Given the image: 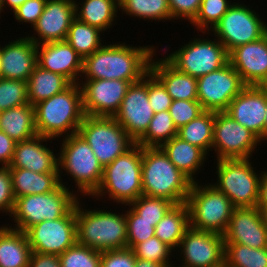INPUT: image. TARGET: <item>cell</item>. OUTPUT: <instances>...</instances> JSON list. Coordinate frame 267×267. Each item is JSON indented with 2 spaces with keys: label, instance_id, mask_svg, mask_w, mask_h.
I'll return each mask as SVG.
<instances>
[{
  "label": "cell",
  "instance_id": "1",
  "mask_svg": "<svg viewBox=\"0 0 267 267\" xmlns=\"http://www.w3.org/2000/svg\"><path fill=\"white\" fill-rule=\"evenodd\" d=\"M156 49L152 45L130 46L129 44H104L90 56L83 59L80 78L124 80L131 84L140 81L148 72L152 55Z\"/></svg>",
  "mask_w": 267,
  "mask_h": 267
},
{
  "label": "cell",
  "instance_id": "2",
  "mask_svg": "<svg viewBox=\"0 0 267 267\" xmlns=\"http://www.w3.org/2000/svg\"><path fill=\"white\" fill-rule=\"evenodd\" d=\"M37 134L55 140L78 133L86 116L79 83L34 105Z\"/></svg>",
  "mask_w": 267,
  "mask_h": 267
},
{
  "label": "cell",
  "instance_id": "3",
  "mask_svg": "<svg viewBox=\"0 0 267 267\" xmlns=\"http://www.w3.org/2000/svg\"><path fill=\"white\" fill-rule=\"evenodd\" d=\"M192 183L161 147H142L143 195L182 204L186 203Z\"/></svg>",
  "mask_w": 267,
  "mask_h": 267
},
{
  "label": "cell",
  "instance_id": "4",
  "mask_svg": "<svg viewBox=\"0 0 267 267\" xmlns=\"http://www.w3.org/2000/svg\"><path fill=\"white\" fill-rule=\"evenodd\" d=\"M75 204L77 243L104 252L127 248L126 214L111 209L87 210Z\"/></svg>",
  "mask_w": 267,
  "mask_h": 267
},
{
  "label": "cell",
  "instance_id": "5",
  "mask_svg": "<svg viewBox=\"0 0 267 267\" xmlns=\"http://www.w3.org/2000/svg\"><path fill=\"white\" fill-rule=\"evenodd\" d=\"M105 195L122 206L128 205L143 195L142 146L140 144L135 143L104 167L99 188L90 197L101 199Z\"/></svg>",
  "mask_w": 267,
  "mask_h": 267
},
{
  "label": "cell",
  "instance_id": "6",
  "mask_svg": "<svg viewBox=\"0 0 267 267\" xmlns=\"http://www.w3.org/2000/svg\"><path fill=\"white\" fill-rule=\"evenodd\" d=\"M62 141L60 152H58V170L61 184L63 185L62 173L66 171L67 174L65 175H70L76 183L77 191L75 192L82 196H91L99 188L104 167L79 133L63 137Z\"/></svg>",
  "mask_w": 267,
  "mask_h": 267
},
{
  "label": "cell",
  "instance_id": "7",
  "mask_svg": "<svg viewBox=\"0 0 267 267\" xmlns=\"http://www.w3.org/2000/svg\"><path fill=\"white\" fill-rule=\"evenodd\" d=\"M74 191L73 189L70 191L64 182L52 192L16 198L11 214L13 223L16 224L14 226L9 224L10 228L26 232L31 226L44 220L64 217L79 199V195Z\"/></svg>",
  "mask_w": 267,
  "mask_h": 267
},
{
  "label": "cell",
  "instance_id": "8",
  "mask_svg": "<svg viewBox=\"0 0 267 267\" xmlns=\"http://www.w3.org/2000/svg\"><path fill=\"white\" fill-rule=\"evenodd\" d=\"M198 183H192L186 199L190 227L223 235L235 207L231 200L212 184Z\"/></svg>",
  "mask_w": 267,
  "mask_h": 267
},
{
  "label": "cell",
  "instance_id": "9",
  "mask_svg": "<svg viewBox=\"0 0 267 267\" xmlns=\"http://www.w3.org/2000/svg\"><path fill=\"white\" fill-rule=\"evenodd\" d=\"M216 165L217 181L211 184L225 194L235 208L256 207L261 173H256L250 159L217 160Z\"/></svg>",
  "mask_w": 267,
  "mask_h": 267
},
{
  "label": "cell",
  "instance_id": "10",
  "mask_svg": "<svg viewBox=\"0 0 267 267\" xmlns=\"http://www.w3.org/2000/svg\"><path fill=\"white\" fill-rule=\"evenodd\" d=\"M78 133L86 140L103 167L135 144L114 117L86 115Z\"/></svg>",
  "mask_w": 267,
  "mask_h": 267
},
{
  "label": "cell",
  "instance_id": "11",
  "mask_svg": "<svg viewBox=\"0 0 267 267\" xmlns=\"http://www.w3.org/2000/svg\"><path fill=\"white\" fill-rule=\"evenodd\" d=\"M189 41L164 56L178 71L198 78L220 69L229 62V53L216 37L214 40L197 37Z\"/></svg>",
  "mask_w": 267,
  "mask_h": 267
},
{
  "label": "cell",
  "instance_id": "12",
  "mask_svg": "<svg viewBox=\"0 0 267 267\" xmlns=\"http://www.w3.org/2000/svg\"><path fill=\"white\" fill-rule=\"evenodd\" d=\"M233 2L228 11L211 30L227 52L240 45L254 42L267 34V23L253 9Z\"/></svg>",
  "mask_w": 267,
  "mask_h": 267
},
{
  "label": "cell",
  "instance_id": "13",
  "mask_svg": "<svg viewBox=\"0 0 267 267\" xmlns=\"http://www.w3.org/2000/svg\"><path fill=\"white\" fill-rule=\"evenodd\" d=\"M260 143L253 132L225 111L215 112L212 150L217 154L216 160L251 159Z\"/></svg>",
  "mask_w": 267,
  "mask_h": 267
},
{
  "label": "cell",
  "instance_id": "14",
  "mask_svg": "<svg viewBox=\"0 0 267 267\" xmlns=\"http://www.w3.org/2000/svg\"><path fill=\"white\" fill-rule=\"evenodd\" d=\"M246 86L228 62L220 69L197 78V100L204 111L223 112Z\"/></svg>",
  "mask_w": 267,
  "mask_h": 267
},
{
  "label": "cell",
  "instance_id": "15",
  "mask_svg": "<svg viewBox=\"0 0 267 267\" xmlns=\"http://www.w3.org/2000/svg\"><path fill=\"white\" fill-rule=\"evenodd\" d=\"M75 206L64 216L44 220L26 232L32 252L60 255L77 242Z\"/></svg>",
  "mask_w": 267,
  "mask_h": 267
},
{
  "label": "cell",
  "instance_id": "16",
  "mask_svg": "<svg viewBox=\"0 0 267 267\" xmlns=\"http://www.w3.org/2000/svg\"><path fill=\"white\" fill-rule=\"evenodd\" d=\"M177 250L183 255L179 267H224L225 242L221 234L190 227Z\"/></svg>",
  "mask_w": 267,
  "mask_h": 267
},
{
  "label": "cell",
  "instance_id": "17",
  "mask_svg": "<svg viewBox=\"0 0 267 267\" xmlns=\"http://www.w3.org/2000/svg\"><path fill=\"white\" fill-rule=\"evenodd\" d=\"M79 81L85 115L114 117L126 95L129 81L83 79ZM86 80V81H85Z\"/></svg>",
  "mask_w": 267,
  "mask_h": 267
},
{
  "label": "cell",
  "instance_id": "18",
  "mask_svg": "<svg viewBox=\"0 0 267 267\" xmlns=\"http://www.w3.org/2000/svg\"><path fill=\"white\" fill-rule=\"evenodd\" d=\"M153 116L154 112L149 104L146 74L140 81L128 87L114 118L136 143L146 133Z\"/></svg>",
  "mask_w": 267,
  "mask_h": 267
},
{
  "label": "cell",
  "instance_id": "19",
  "mask_svg": "<svg viewBox=\"0 0 267 267\" xmlns=\"http://www.w3.org/2000/svg\"><path fill=\"white\" fill-rule=\"evenodd\" d=\"M225 243L251 248L267 247V213L257 207L235 208L223 234Z\"/></svg>",
  "mask_w": 267,
  "mask_h": 267
},
{
  "label": "cell",
  "instance_id": "20",
  "mask_svg": "<svg viewBox=\"0 0 267 267\" xmlns=\"http://www.w3.org/2000/svg\"><path fill=\"white\" fill-rule=\"evenodd\" d=\"M267 92L262 86L247 85L229 104L225 111L237 123L265 141V111Z\"/></svg>",
  "mask_w": 267,
  "mask_h": 267
},
{
  "label": "cell",
  "instance_id": "21",
  "mask_svg": "<svg viewBox=\"0 0 267 267\" xmlns=\"http://www.w3.org/2000/svg\"><path fill=\"white\" fill-rule=\"evenodd\" d=\"M76 18L75 2L70 0H47L43 13L33 26V36L27 35L35 44L66 40L69 27Z\"/></svg>",
  "mask_w": 267,
  "mask_h": 267
},
{
  "label": "cell",
  "instance_id": "22",
  "mask_svg": "<svg viewBox=\"0 0 267 267\" xmlns=\"http://www.w3.org/2000/svg\"><path fill=\"white\" fill-rule=\"evenodd\" d=\"M229 62L246 85L261 86L267 80V34L233 49Z\"/></svg>",
  "mask_w": 267,
  "mask_h": 267
},
{
  "label": "cell",
  "instance_id": "23",
  "mask_svg": "<svg viewBox=\"0 0 267 267\" xmlns=\"http://www.w3.org/2000/svg\"><path fill=\"white\" fill-rule=\"evenodd\" d=\"M36 49L38 66L66 77L71 83H79L83 58L66 40L40 44Z\"/></svg>",
  "mask_w": 267,
  "mask_h": 267
},
{
  "label": "cell",
  "instance_id": "24",
  "mask_svg": "<svg viewBox=\"0 0 267 267\" xmlns=\"http://www.w3.org/2000/svg\"><path fill=\"white\" fill-rule=\"evenodd\" d=\"M53 139L36 135L30 139L16 142L9 168H23L36 173H59L58 153L43 142ZM54 151V152H53Z\"/></svg>",
  "mask_w": 267,
  "mask_h": 267
},
{
  "label": "cell",
  "instance_id": "25",
  "mask_svg": "<svg viewBox=\"0 0 267 267\" xmlns=\"http://www.w3.org/2000/svg\"><path fill=\"white\" fill-rule=\"evenodd\" d=\"M37 44L27 36L1 47V77L28 81L37 66Z\"/></svg>",
  "mask_w": 267,
  "mask_h": 267
},
{
  "label": "cell",
  "instance_id": "26",
  "mask_svg": "<svg viewBox=\"0 0 267 267\" xmlns=\"http://www.w3.org/2000/svg\"><path fill=\"white\" fill-rule=\"evenodd\" d=\"M152 55L149 71L163 84L173 100H197V78L178 71L165 58L155 61Z\"/></svg>",
  "mask_w": 267,
  "mask_h": 267
},
{
  "label": "cell",
  "instance_id": "27",
  "mask_svg": "<svg viewBox=\"0 0 267 267\" xmlns=\"http://www.w3.org/2000/svg\"><path fill=\"white\" fill-rule=\"evenodd\" d=\"M161 148L184 175L192 182L198 181L194 175H197V171L201 172L200 168L204 167L202 165L207 160L206 156L208 155L203 149L182 140L178 136L165 142Z\"/></svg>",
  "mask_w": 267,
  "mask_h": 267
},
{
  "label": "cell",
  "instance_id": "28",
  "mask_svg": "<svg viewBox=\"0 0 267 267\" xmlns=\"http://www.w3.org/2000/svg\"><path fill=\"white\" fill-rule=\"evenodd\" d=\"M31 253L25 232L0 227V267H28Z\"/></svg>",
  "mask_w": 267,
  "mask_h": 267
},
{
  "label": "cell",
  "instance_id": "29",
  "mask_svg": "<svg viewBox=\"0 0 267 267\" xmlns=\"http://www.w3.org/2000/svg\"><path fill=\"white\" fill-rule=\"evenodd\" d=\"M15 199L56 190L60 185L59 173H36L23 168H10Z\"/></svg>",
  "mask_w": 267,
  "mask_h": 267
},
{
  "label": "cell",
  "instance_id": "30",
  "mask_svg": "<svg viewBox=\"0 0 267 267\" xmlns=\"http://www.w3.org/2000/svg\"><path fill=\"white\" fill-rule=\"evenodd\" d=\"M0 131L15 142H21L37 135L34 106L28 104L0 112Z\"/></svg>",
  "mask_w": 267,
  "mask_h": 267
},
{
  "label": "cell",
  "instance_id": "31",
  "mask_svg": "<svg viewBox=\"0 0 267 267\" xmlns=\"http://www.w3.org/2000/svg\"><path fill=\"white\" fill-rule=\"evenodd\" d=\"M80 6H79V5ZM75 2L76 18L102 32L115 25L119 9V0H84Z\"/></svg>",
  "mask_w": 267,
  "mask_h": 267
},
{
  "label": "cell",
  "instance_id": "32",
  "mask_svg": "<svg viewBox=\"0 0 267 267\" xmlns=\"http://www.w3.org/2000/svg\"><path fill=\"white\" fill-rule=\"evenodd\" d=\"M189 228L190 220L187 204H177L155 226V236L175 251Z\"/></svg>",
  "mask_w": 267,
  "mask_h": 267
},
{
  "label": "cell",
  "instance_id": "33",
  "mask_svg": "<svg viewBox=\"0 0 267 267\" xmlns=\"http://www.w3.org/2000/svg\"><path fill=\"white\" fill-rule=\"evenodd\" d=\"M72 83L64 76L36 66L27 81L29 104H35L51 98L67 89Z\"/></svg>",
  "mask_w": 267,
  "mask_h": 267
},
{
  "label": "cell",
  "instance_id": "34",
  "mask_svg": "<svg viewBox=\"0 0 267 267\" xmlns=\"http://www.w3.org/2000/svg\"><path fill=\"white\" fill-rule=\"evenodd\" d=\"M215 112L204 111L197 118L178 129V137L203 149L212 151Z\"/></svg>",
  "mask_w": 267,
  "mask_h": 267
},
{
  "label": "cell",
  "instance_id": "35",
  "mask_svg": "<svg viewBox=\"0 0 267 267\" xmlns=\"http://www.w3.org/2000/svg\"><path fill=\"white\" fill-rule=\"evenodd\" d=\"M101 30L75 18L69 27L66 41L84 59L101 48Z\"/></svg>",
  "mask_w": 267,
  "mask_h": 267
},
{
  "label": "cell",
  "instance_id": "36",
  "mask_svg": "<svg viewBox=\"0 0 267 267\" xmlns=\"http://www.w3.org/2000/svg\"><path fill=\"white\" fill-rule=\"evenodd\" d=\"M119 9L130 17L173 21L168 0H119Z\"/></svg>",
  "mask_w": 267,
  "mask_h": 267
},
{
  "label": "cell",
  "instance_id": "37",
  "mask_svg": "<svg viewBox=\"0 0 267 267\" xmlns=\"http://www.w3.org/2000/svg\"><path fill=\"white\" fill-rule=\"evenodd\" d=\"M224 267H267V247L257 249L225 243Z\"/></svg>",
  "mask_w": 267,
  "mask_h": 267
},
{
  "label": "cell",
  "instance_id": "38",
  "mask_svg": "<svg viewBox=\"0 0 267 267\" xmlns=\"http://www.w3.org/2000/svg\"><path fill=\"white\" fill-rule=\"evenodd\" d=\"M178 135L168 110L154 113L146 133L136 142L142 147H161Z\"/></svg>",
  "mask_w": 267,
  "mask_h": 267
},
{
  "label": "cell",
  "instance_id": "39",
  "mask_svg": "<svg viewBox=\"0 0 267 267\" xmlns=\"http://www.w3.org/2000/svg\"><path fill=\"white\" fill-rule=\"evenodd\" d=\"M175 204L164 198L141 195L126 206L155 227Z\"/></svg>",
  "mask_w": 267,
  "mask_h": 267
},
{
  "label": "cell",
  "instance_id": "40",
  "mask_svg": "<svg viewBox=\"0 0 267 267\" xmlns=\"http://www.w3.org/2000/svg\"><path fill=\"white\" fill-rule=\"evenodd\" d=\"M231 0H202L195 19L190 23L198 33L211 31L232 5Z\"/></svg>",
  "mask_w": 267,
  "mask_h": 267
},
{
  "label": "cell",
  "instance_id": "41",
  "mask_svg": "<svg viewBox=\"0 0 267 267\" xmlns=\"http://www.w3.org/2000/svg\"><path fill=\"white\" fill-rule=\"evenodd\" d=\"M58 257L61 267H101V252L77 242Z\"/></svg>",
  "mask_w": 267,
  "mask_h": 267
},
{
  "label": "cell",
  "instance_id": "42",
  "mask_svg": "<svg viewBox=\"0 0 267 267\" xmlns=\"http://www.w3.org/2000/svg\"><path fill=\"white\" fill-rule=\"evenodd\" d=\"M132 251L136 258L153 261L169 267H175L171 265V260H169L171 259L170 256H174L172 255L174 250L160 241L156 236L136 244L132 248Z\"/></svg>",
  "mask_w": 267,
  "mask_h": 267
},
{
  "label": "cell",
  "instance_id": "43",
  "mask_svg": "<svg viewBox=\"0 0 267 267\" xmlns=\"http://www.w3.org/2000/svg\"><path fill=\"white\" fill-rule=\"evenodd\" d=\"M28 103L26 81L0 77V112Z\"/></svg>",
  "mask_w": 267,
  "mask_h": 267
},
{
  "label": "cell",
  "instance_id": "44",
  "mask_svg": "<svg viewBox=\"0 0 267 267\" xmlns=\"http://www.w3.org/2000/svg\"><path fill=\"white\" fill-rule=\"evenodd\" d=\"M127 220V248L155 236V227L152 222L141 219L131 208L125 210Z\"/></svg>",
  "mask_w": 267,
  "mask_h": 267
},
{
  "label": "cell",
  "instance_id": "45",
  "mask_svg": "<svg viewBox=\"0 0 267 267\" xmlns=\"http://www.w3.org/2000/svg\"><path fill=\"white\" fill-rule=\"evenodd\" d=\"M168 111L177 130L204 112L198 100H173Z\"/></svg>",
  "mask_w": 267,
  "mask_h": 267
},
{
  "label": "cell",
  "instance_id": "46",
  "mask_svg": "<svg viewBox=\"0 0 267 267\" xmlns=\"http://www.w3.org/2000/svg\"><path fill=\"white\" fill-rule=\"evenodd\" d=\"M147 91L149 104L154 113L169 110L173 99L163 84L150 71L147 73Z\"/></svg>",
  "mask_w": 267,
  "mask_h": 267
},
{
  "label": "cell",
  "instance_id": "47",
  "mask_svg": "<svg viewBox=\"0 0 267 267\" xmlns=\"http://www.w3.org/2000/svg\"><path fill=\"white\" fill-rule=\"evenodd\" d=\"M15 205V195L13 192L12 176L8 166H0V211L11 214Z\"/></svg>",
  "mask_w": 267,
  "mask_h": 267
},
{
  "label": "cell",
  "instance_id": "48",
  "mask_svg": "<svg viewBox=\"0 0 267 267\" xmlns=\"http://www.w3.org/2000/svg\"><path fill=\"white\" fill-rule=\"evenodd\" d=\"M136 257L131 248L101 252V267H135Z\"/></svg>",
  "mask_w": 267,
  "mask_h": 267
},
{
  "label": "cell",
  "instance_id": "49",
  "mask_svg": "<svg viewBox=\"0 0 267 267\" xmlns=\"http://www.w3.org/2000/svg\"><path fill=\"white\" fill-rule=\"evenodd\" d=\"M47 0H26L21 6L13 11L15 19L22 24L30 23L31 27L36 24L43 13Z\"/></svg>",
  "mask_w": 267,
  "mask_h": 267
},
{
  "label": "cell",
  "instance_id": "50",
  "mask_svg": "<svg viewBox=\"0 0 267 267\" xmlns=\"http://www.w3.org/2000/svg\"><path fill=\"white\" fill-rule=\"evenodd\" d=\"M202 0H168L171 16L177 19L187 20L190 23L195 19Z\"/></svg>",
  "mask_w": 267,
  "mask_h": 267
},
{
  "label": "cell",
  "instance_id": "51",
  "mask_svg": "<svg viewBox=\"0 0 267 267\" xmlns=\"http://www.w3.org/2000/svg\"><path fill=\"white\" fill-rule=\"evenodd\" d=\"M16 142L11 139L6 133L0 131V166L10 165Z\"/></svg>",
  "mask_w": 267,
  "mask_h": 267
},
{
  "label": "cell",
  "instance_id": "52",
  "mask_svg": "<svg viewBox=\"0 0 267 267\" xmlns=\"http://www.w3.org/2000/svg\"><path fill=\"white\" fill-rule=\"evenodd\" d=\"M28 267H61L58 255L32 252Z\"/></svg>",
  "mask_w": 267,
  "mask_h": 267
},
{
  "label": "cell",
  "instance_id": "53",
  "mask_svg": "<svg viewBox=\"0 0 267 267\" xmlns=\"http://www.w3.org/2000/svg\"><path fill=\"white\" fill-rule=\"evenodd\" d=\"M259 172H261V176L256 207L262 212L267 213V170Z\"/></svg>",
  "mask_w": 267,
  "mask_h": 267
},
{
  "label": "cell",
  "instance_id": "54",
  "mask_svg": "<svg viewBox=\"0 0 267 267\" xmlns=\"http://www.w3.org/2000/svg\"><path fill=\"white\" fill-rule=\"evenodd\" d=\"M135 267H169L153 261L136 258Z\"/></svg>",
  "mask_w": 267,
  "mask_h": 267
},
{
  "label": "cell",
  "instance_id": "55",
  "mask_svg": "<svg viewBox=\"0 0 267 267\" xmlns=\"http://www.w3.org/2000/svg\"><path fill=\"white\" fill-rule=\"evenodd\" d=\"M26 0H2V7L3 9L7 6L10 7V10L14 11L19 6H21ZM6 5V6H5Z\"/></svg>",
  "mask_w": 267,
  "mask_h": 267
},
{
  "label": "cell",
  "instance_id": "56",
  "mask_svg": "<svg viewBox=\"0 0 267 267\" xmlns=\"http://www.w3.org/2000/svg\"><path fill=\"white\" fill-rule=\"evenodd\" d=\"M265 141H267V105L265 111Z\"/></svg>",
  "mask_w": 267,
  "mask_h": 267
},
{
  "label": "cell",
  "instance_id": "57",
  "mask_svg": "<svg viewBox=\"0 0 267 267\" xmlns=\"http://www.w3.org/2000/svg\"><path fill=\"white\" fill-rule=\"evenodd\" d=\"M267 92V80L261 85Z\"/></svg>",
  "mask_w": 267,
  "mask_h": 267
},
{
  "label": "cell",
  "instance_id": "58",
  "mask_svg": "<svg viewBox=\"0 0 267 267\" xmlns=\"http://www.w3.org/2000/svg\"><path fill=\"white\" fill-rule=\"evenodd\" d=\"M1 65H2V60H1V47H0V77H1Z\"/></svg>",
  "mask_w": 267,
  "mask_h": 267
},
{
  "label": "cell",
  "instance_id": "59",
  "mask_svg": "<svg viewBox=\"0 0 267 267\" xmlns=\"http://www.w3.org/2000/svg\"><path fill=\"white\" fill-rule=\"evenodd\" d=\"M3 7H2V0H0V14L2 13ZM1 18V15H0Z\"/></svg>",
  "mask_w": 267,
  "mask_h": 267
}]
</instances>
